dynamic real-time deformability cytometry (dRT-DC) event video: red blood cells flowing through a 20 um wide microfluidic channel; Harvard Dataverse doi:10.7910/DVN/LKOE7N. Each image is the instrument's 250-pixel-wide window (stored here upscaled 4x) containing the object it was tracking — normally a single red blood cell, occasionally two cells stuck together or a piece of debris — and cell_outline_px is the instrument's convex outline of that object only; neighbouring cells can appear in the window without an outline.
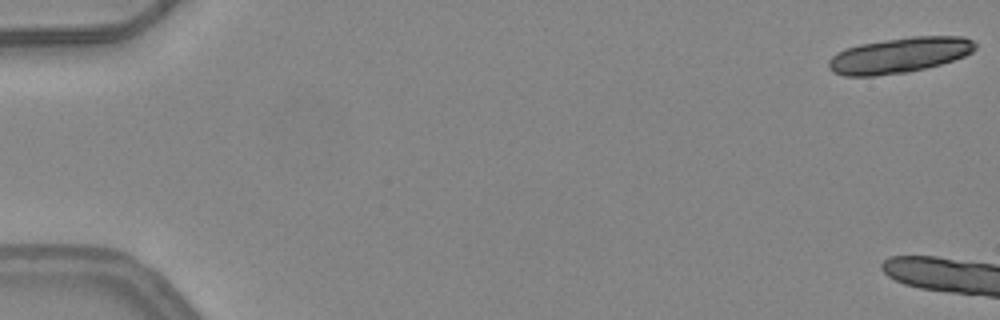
{"species": "common noctule bat (a hibernating species)", "species_latin": "Nyctalus noctula", "temperature_condition": "warm", "stored_images_in_passage": 7, "camera_frame_rate_fps": 3000, "um_per_image_px": 0.085, "animal": {"sex": "female", "body_mass_g": 24.6, "forearm_length_mm": 56.2}, "frame": {"image": 1, "passage_image": 1, "time_ms": 0.0, "image_size_px": [1000, 320], "cell_outline_px": [[976, 48], [972, 52], [964, 56], [940, 64], [924, 68], [904, 72], [876, 76], [844, 76], [832, 72], [828, 68], [828, 60], [836, 52], [844, 48], [860, 44], [884, 40], [912, 36], [964, 36], [972, 40], [976, 44]], "centroid_in_image_um": [76.41, 4.69], "position_along_channel_um": 8.6, "area_um2": 30.35}}
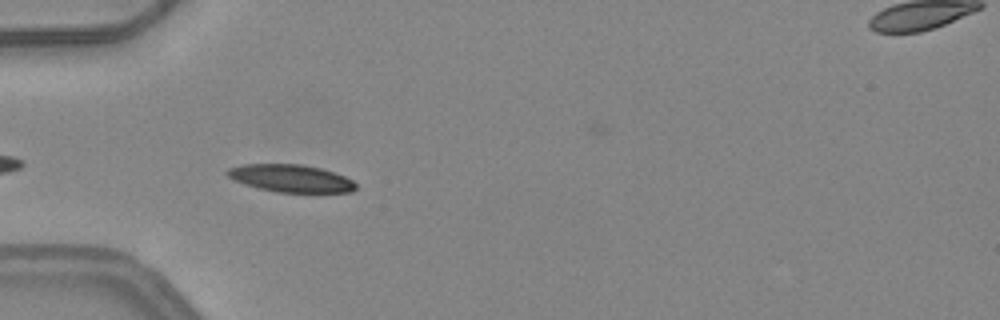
{"frame": {"image": 2, "passage_image": 7, "time_ms": 2.0, "image_size_px": [1000, 320], "cell_outline_px": [[356, 188], [352, 192], [276, 192], [256, 188], [232, 180], [224, 172], [228, 168], [244, 164], [300, 164], [320, 168], [344, 176], [352, 180], [356, 184]], "centroid_in_image_um": [24.67, 15.16], "position_along_channel_um": 60.3, "area_um2": 20.63}}